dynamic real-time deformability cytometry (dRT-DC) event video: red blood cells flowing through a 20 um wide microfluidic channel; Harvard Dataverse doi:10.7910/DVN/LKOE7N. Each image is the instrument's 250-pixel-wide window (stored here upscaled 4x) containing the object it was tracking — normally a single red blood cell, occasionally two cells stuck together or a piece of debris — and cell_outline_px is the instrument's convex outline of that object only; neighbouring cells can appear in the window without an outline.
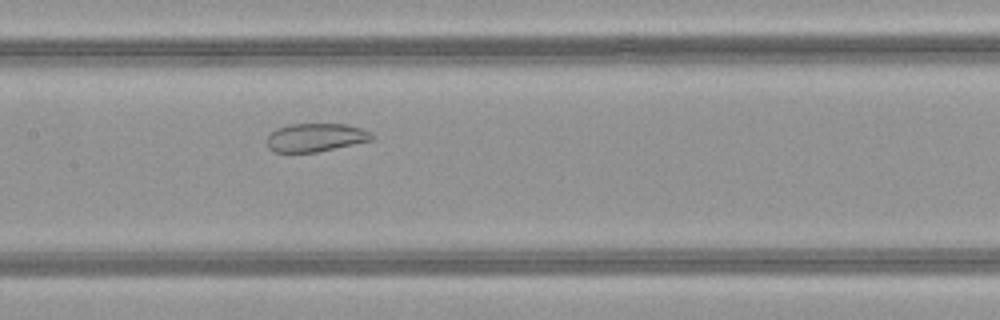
{"species": "common noctule bat (a hibernating species)", "species_latin": "Nyctalus noctula", "temperature_condition": "warm", "stored_images_in_passage": 48, "camera_frame_rate_fps": 3000, "um_per_image_px": 0.085, "animal": {"sex": "female", "body_mass_g": 21.9}, "frame": {"image": 1, "passage_image": 22, "time_ms": 7.0, "image_size_px": [1000, 320], "cell_outline_px": [[372, 140], [316, 152], [276, 152], [268, 148], [268, 136], [276, 128], [288, 124], [348, 124], [372, 132]], "centroid_in_image_um": [26.82, 11.67], "position_along_channel_um": 180.6, "area_um2": 17.17}}
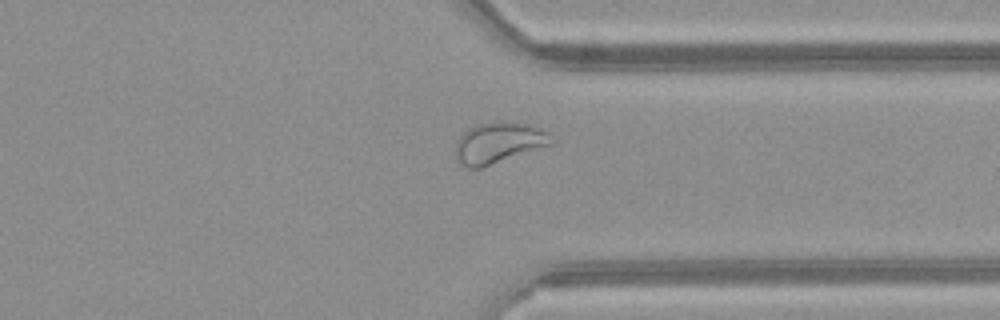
{"frame": {"image": 2, "passage_image": 36, "time_ms": 11.667, "image_size_px": [1000, 320], "cell_outline_px": [[556, 140], [552, 144], [480, 168], [468, 168], [460, 164], [456, 156], [456, 144], [460, 136], [468, 128], [476, 124], [532, 124], [548, 132]], "centroid_in_image_um": [42.4, 12.17], "position_along_channel_um": 369.0, "area_um2": 22.25}}
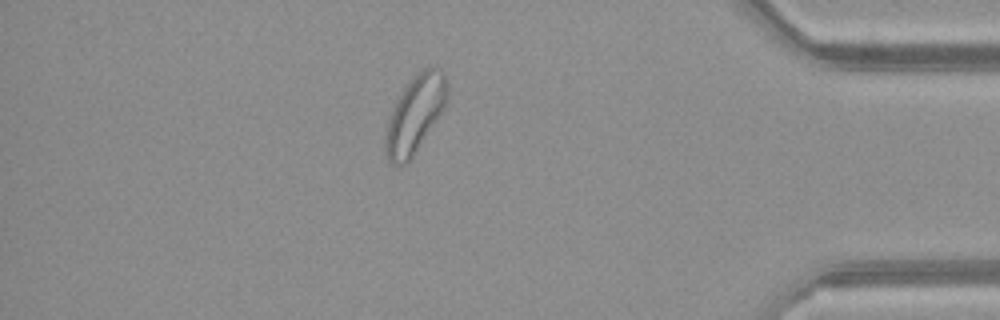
{"frame": {"image": 3, "passage_image": 41, "time_ms": 13.333, "image_size_px": [1000, 320], "cell_outline_px": [[448, 96], [444, 108], [408, 164], [400, 168], [396, 168], [388, 160], [384, 148], [384, 136], [388, 116], [400, 92], [424, 68], [436, 64], [444, 72], [448, 80]], "centroid_in_image_um": [35.27, 9.75], "position_along_channel_um": 399.9, "area_um2": 28.32}, "authors_computed_cell_mechanics": {"area_um2": 26.6169, "velocity_mm_per_s": 4.0493, "shape_relaxation_time_tau1_ms": null, "shape_relaxation_time_tau2_ms": 1.9621, "deformation_change_tau1": null, "deformation_change_tau2": 0.0809}}